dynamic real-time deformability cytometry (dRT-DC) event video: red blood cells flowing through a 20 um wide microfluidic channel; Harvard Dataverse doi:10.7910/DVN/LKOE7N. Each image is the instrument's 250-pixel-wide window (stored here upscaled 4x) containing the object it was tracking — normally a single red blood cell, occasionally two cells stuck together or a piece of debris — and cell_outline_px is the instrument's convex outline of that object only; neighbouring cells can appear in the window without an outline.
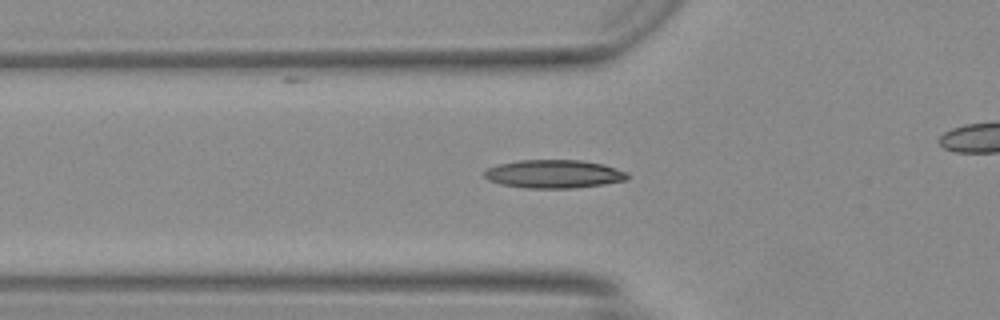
{"species": "Egyptian fruit bat (a non-hibernating species)", "species_latin": "Rousettus aegyptiacus", "temperature_condition": "warm", "stored_images_in_passage": 25, "camera_frame_rate_fps": 3000, "um_per_image_px": 0.085, "animal": {"sex": "female"}, "frame": {"image": 1, "passage_image": 5, "time_ms": 1.333, "image_size_px": [1000, 320], "cell_outline_px": [[624, 176], [612, 180], [588, 184], [520, 184], [540, 164], [592, 164], [608, 168]], "centroid_in_image_um": [48.48, 14.83], "position_along_channel_um": 77.3, "area_um2": 11.56}}
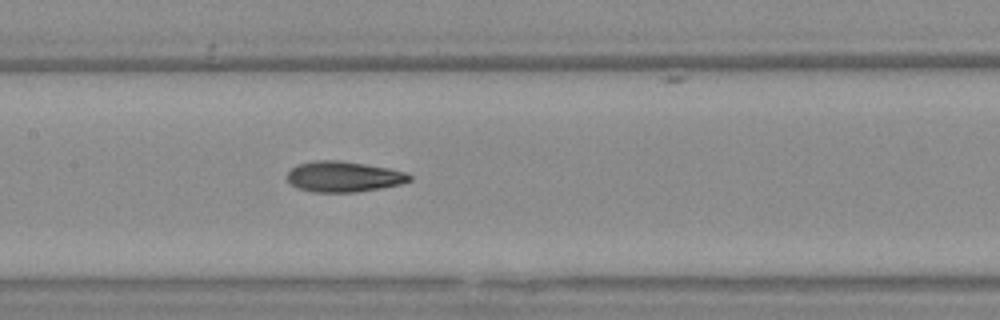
{"frame": {"image": 2, "passage_image": 12, "time_ms": 3.667, "image_size_px": [1000, 320], "cell_outline_px": [[408, 176], [404, 180], [388, 184], [364, 188], [320, 188], [320, 164], [348, 164], [372, 168]], "centroid_in_image_um": [30.19, 15.02], "position_along_channel_um": 177.2, "area_um2": 11.5}}
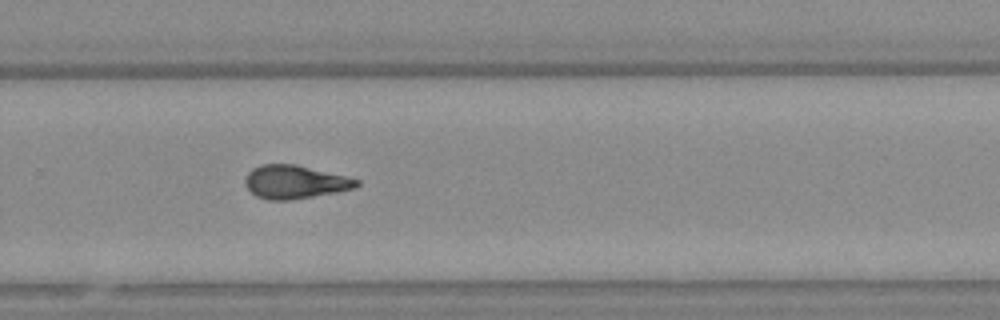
{"frame": {"image": 3, "passage_image": 21, "time_ms": 6.667, "image_size_px": [1000, 320], "cell_outline_px": [[356, 184], [340, 188], [296, 196], [268, 196], [252, 184], [252, 176], [256, 172], [264, 168], [300, 168], [352, 180]], "centroid_in_image_um": [25.15, 15.45], "position_along_channel_um": 304.7, "area_um2": 14.97}}